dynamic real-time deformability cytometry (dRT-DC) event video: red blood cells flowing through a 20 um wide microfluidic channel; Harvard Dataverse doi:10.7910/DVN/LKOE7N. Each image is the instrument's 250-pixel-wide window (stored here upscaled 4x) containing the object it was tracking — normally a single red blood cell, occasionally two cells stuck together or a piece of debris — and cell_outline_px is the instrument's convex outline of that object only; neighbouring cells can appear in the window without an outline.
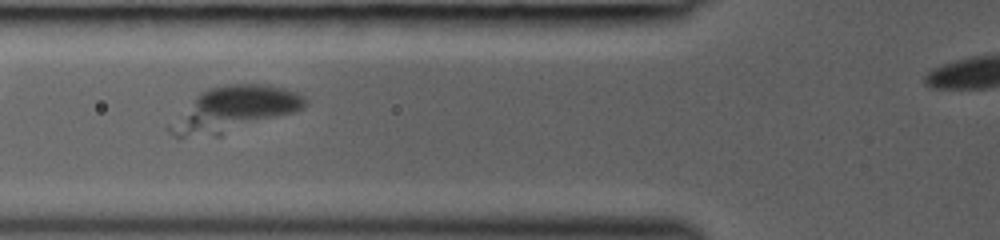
{"species": "common noctule bat (a hibernating species)", "species_latin": "Nyctalus noctula", "temperature_condition": "room temperature", "stored_images_in_passage": 35, "segment_of_instrument_passage": [1, 2], "camera_frame_rate_fps": 3000, "um_per_image_px": 0.085, "animal": {"sex": "female", "body_mass_g": 19.0, "forearm_length_mm": 53.3}, "frame": {"image": 1, "passage_image": 8, "time_ms": 2.333, "image_size_px": [1000, 240], "cell_outline_px": [[308, 104], [304, 108], [292, 112], [276, 116], [184, 136], [176, 136], [164, 128], [200, 92], [208, 88], [228, 84], [268, 84], [284, 88], [296, 92], [304, 96], [308, 100]], "centroid_in_image_um": [19.92, 9.12], "position_along_channel_um": 105.9, "area_um2": 32.31}}